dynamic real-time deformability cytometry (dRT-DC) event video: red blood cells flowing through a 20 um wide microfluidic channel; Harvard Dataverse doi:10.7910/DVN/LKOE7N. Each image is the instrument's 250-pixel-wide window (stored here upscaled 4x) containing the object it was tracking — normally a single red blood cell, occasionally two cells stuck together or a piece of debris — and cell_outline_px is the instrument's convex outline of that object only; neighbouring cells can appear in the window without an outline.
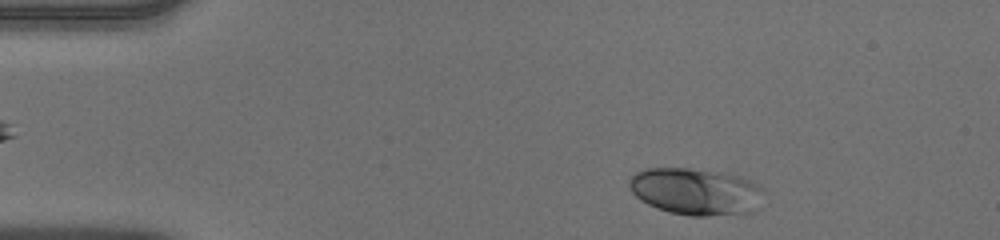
{"species": "human", "species_latin": "Homo sapiens", "temperature_condition": "warm", "stored_images_in_passage": 46, "camera_frame_rate_fps": 3000, "um_per_image_px": 0.085, "donor": {"sex": "male"}, "frame": {"image": 1, "passage_image": 2, "time_ms": 0.333, "image_size_px": [1000, 240], "cell_outline_px": [[764, 192], [760, 208], [756, 212], [744, 216], [688, 216], [656, 208], [640, 200], [632, 192], [628, 184], [628, 180], [636, 172], [648, 168], [688, 168], [724, 172], [740, 176], [752, 180], [764, 188]], "centroid_in_image_um": [59.25, 16.31], "position_along_channel_um": 25.7, "area_um2": 37.97}}
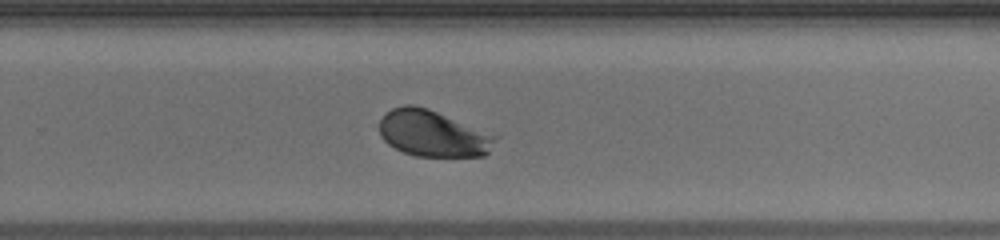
{"frame": {"image": 2, "passage_image": 28, "time_ms": 9.0, "image_size_px": [1000, 240], "cell_outline_px": [[500, 136], [488, 152], [484, 156], [416, 156], [404, 152], [388, 144], [380, 136], [380, 120], [392, 108], [404, 104], [412, 104], [428, 108]], "centroid_in_image_um": [36.82, 11.34], "position_along_channel_um": 293.0, "area_um2": 31.33}}
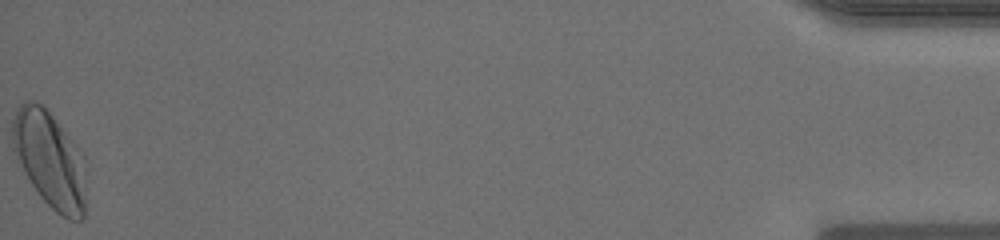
{"frame": {"image": 3, "passage_image": 46, "time_ms": 15.0, "image_size_px": [1000, 240], "cell_outline_px": [[84, 216], [80, 220], [68, 220], [56, 212], [40, 196], [24, 172], [12, 148], [12, 120], [16, 108], [24, 100], [32, 100], [40, 104], [48, 112], [76, 144], [84, 156]], "centroid_in_image_um": [4.21, 13.55], "position_along_channel_um": 431.0, "area_um2": 41.04}, "authors_computed_cell_mechanics": {"area_um2": 32.3391, "velocity_mm_per_s": 3.9324, "shape_relaxation_time_tau1_ms": 2.3007, "shape_relaxation_time_tau2_ms": null, "deformation_change_tau1": 0.145, "deformation_change_tau2": null}}